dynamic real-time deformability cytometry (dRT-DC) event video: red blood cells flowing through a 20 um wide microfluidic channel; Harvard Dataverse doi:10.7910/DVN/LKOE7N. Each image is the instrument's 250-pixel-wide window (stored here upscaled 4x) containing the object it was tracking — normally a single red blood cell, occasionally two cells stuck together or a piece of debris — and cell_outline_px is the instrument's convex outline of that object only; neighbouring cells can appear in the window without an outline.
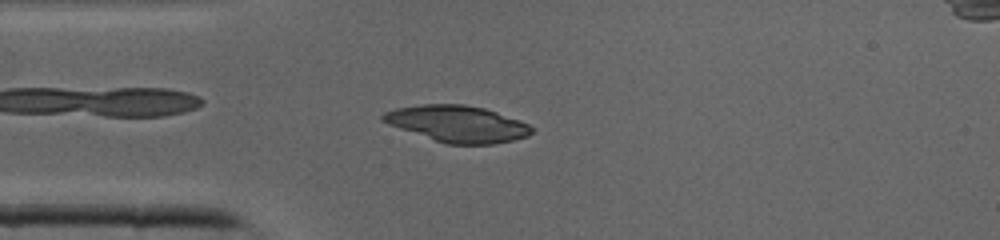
{"species": "common noctule bat (a hibernating species)", "species_latin": "Nyctalus noctula", "temperature_condition": "cold", "stored_images_in_passage": 40, "camera_frame_rate_fps": 3000, "um_per_image_px": 0.085, "animal": {"sex": "male", "body_mass_g": 19.0, "forearm_length_mm": 50.8}, "frame": {"image": 1, "passage_image": 9, "time_ms": 2.667, "image_size_px": [1000, 240], "cell_outline_px": [[532, 132], [528, 136], [512, 140], [492, 144], [448, 144], [388, 124], [380, 120], [380, 116], [384, 112], [396, 108], [424, 104], [464, 104], [484, 108], [520, 120], [528, 124], [532, 128]], "centroid_in_image_um": [38.88, 10.51], "position_along_channel_um": 46.1, "area_um2": 31.27}}
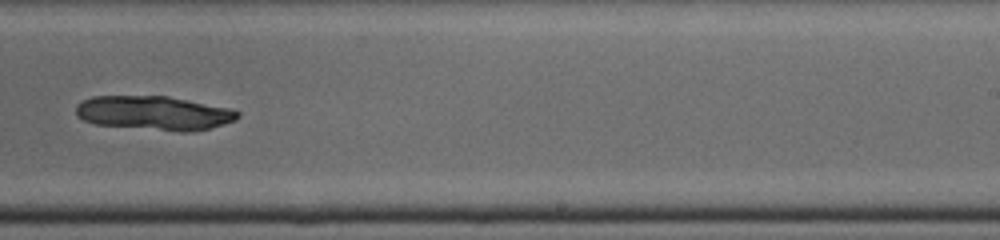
{"frame": {"image": 2, "passage_image": 24, "time_ms": 7.667, "image_size_px": [1000, 240], "cell_outline_px": [[240, 116], [236, 120], [208, 128], [192, 132], [180, 132], [96, 124], [84, 120], [76, 116], [76, 104], [80, 100], [92, 96], [168, 96], [228, 108], [240, 112]], "centroid_in_image_um": [13.06, 9.6], "position_along_channel_um": 275.9, "area_um2": 32.14}}
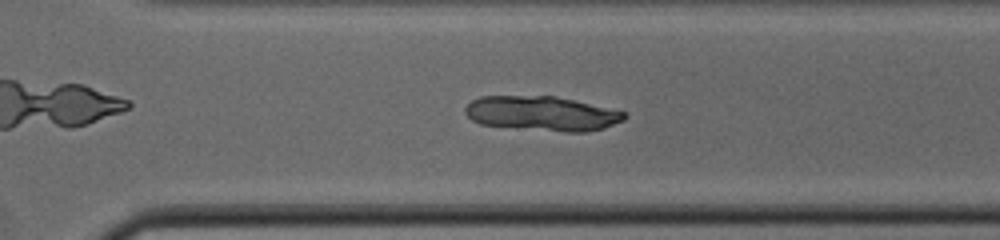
{"frame": {"image": 3, "passage_image": 27, "time_ms": 8.667, "image_size_px": [1000, 240], "cell_outline_px": [[628, 116], [624, 120], [604, 128], [584, 132], [564, 132], [480, 124], [472, 120], [464, 112], [464, 108], [472, 100], [480, 96], [556, 96], [624, 112]], "centroid_in_image_um": [46.04, 9.65], "position_along_channel_um": 324.6, "area_um2": 31.85}}